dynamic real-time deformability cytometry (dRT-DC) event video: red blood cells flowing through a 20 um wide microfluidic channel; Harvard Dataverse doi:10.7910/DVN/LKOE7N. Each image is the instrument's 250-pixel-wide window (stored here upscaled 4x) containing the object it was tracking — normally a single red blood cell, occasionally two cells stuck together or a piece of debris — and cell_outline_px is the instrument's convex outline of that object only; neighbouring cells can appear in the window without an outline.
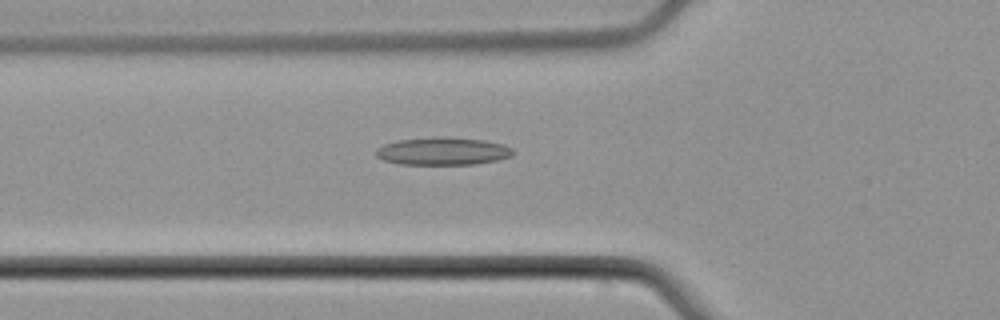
{"species": "common noctule bat (a hibernating species)", "species_latin": "Nyctalus noctula", "temperature_condition": "cold", "stored_images_in_passage": 54, "camera_frame_rate_fps": 3000, "um_per_image_px": 0.085, "animal": {"sex": "male", "body_mass_g": 21.5, "forearm_length_mm": 52.0}, "frame": {"image": 1, "passage_image": 19, "time_ms": 6.0, "image_size_px": [1000, 320], "cell_outline_px": [[512, 156], [496, 160], [472, 164], [400, 164], [384, 160], [376, 156], [376, 148], [384, 144], [396, 140], [436, 136], [484, 140], [504, 144], [512, 148]], "centroid_in_image_um": [37.61, 12.84], "position_along_channel_um": 88.2, "area_um2": 22.08}}
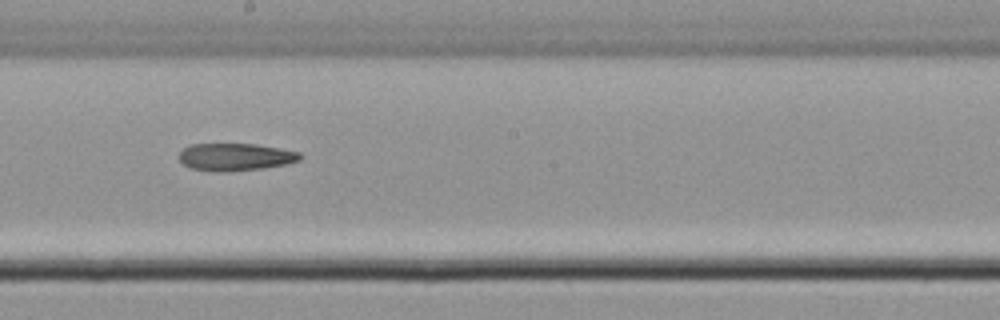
{"frame": {"image": 2, "passage_image": 30, "time_ms": 9.667, "image_size_px": [1000, 320], "cell_outline_px": [[304, 156], [300, 160], [284, 164], [264, 168], [228, 172], [216, 172], [192, 168], [184, 164], [180, 160], [180, 152], [184, 148], [192, 144], [256, 144], [280, 148], [300, 152]], "centroid_in_image_um": [20.05, 13.34], "position_along_channel_um": 228.2, "area_um2": 19.36}}
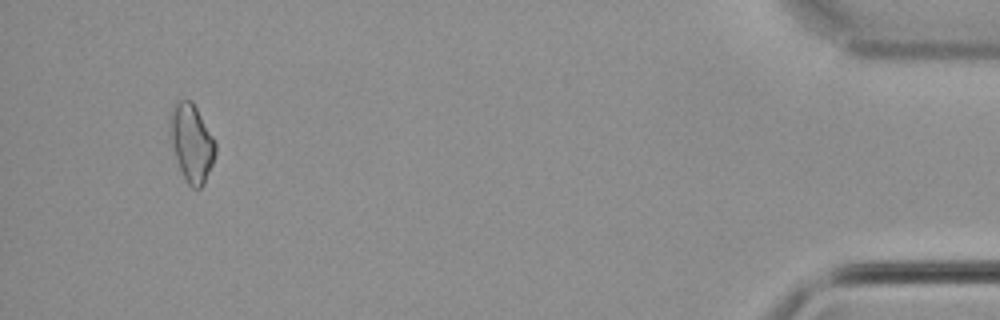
{"frame": {"image": 3, "passage_image": 51, "time_ms": 16.667, "image_size_px": [1000, 320], "cell_outline_px": [[216, 152], [212, 164], [204, 184], [200, 188], [192, 188], [188, 184], [180, 168], [168, 140], [168, 116], [172, 104], [176, 100], [192, 100], [216, 140]], "centroid_in_image_um": [16.24, 12.07], "position_along_channel_um": 419.0, "area_um2": 21.27}}